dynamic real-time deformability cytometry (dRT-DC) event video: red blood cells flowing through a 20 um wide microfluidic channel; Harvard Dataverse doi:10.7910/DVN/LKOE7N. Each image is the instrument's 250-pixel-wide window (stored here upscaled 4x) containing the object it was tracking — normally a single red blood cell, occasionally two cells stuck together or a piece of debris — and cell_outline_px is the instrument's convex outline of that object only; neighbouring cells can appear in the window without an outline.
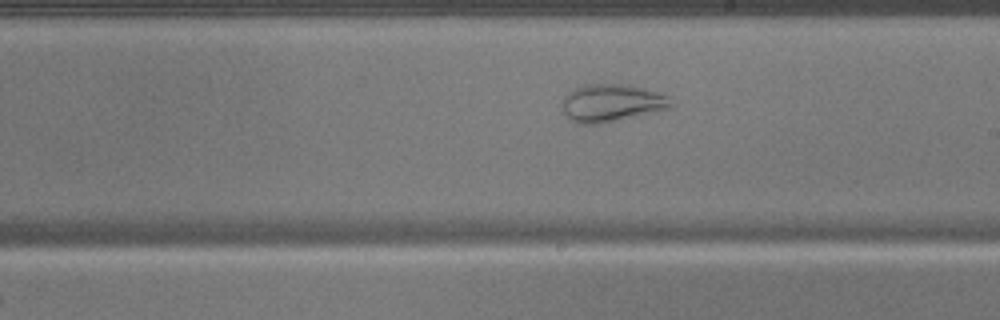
{"species": "common noctule bat (a hibernating species)", "species_latin": "Nyctalus noctula", "temperature_condition": "warm", "stored_images_in_passage": 41, "camera_frame_rate_fps": 3000, "um_per_image_px": 0.085, "animal": {"sex": "male", "body_mass_g": 17.9}, "frame": {"image": 1, "passage_image": 24, "time_ms": 7.667, "image_size_px": [1000, 320], "cell_outline_px": [[676, 104], [672, 108], [596, 124], [580, 124], [568, 120], [564, 112], [564, 96], [568, 92], [584, 84], [628, 84], [644, 88], [668, 96]], "centroid_in_image_um": [52.01, 8.74], "position_along_channel_um": 237.0, "area_um2": 23.76}}
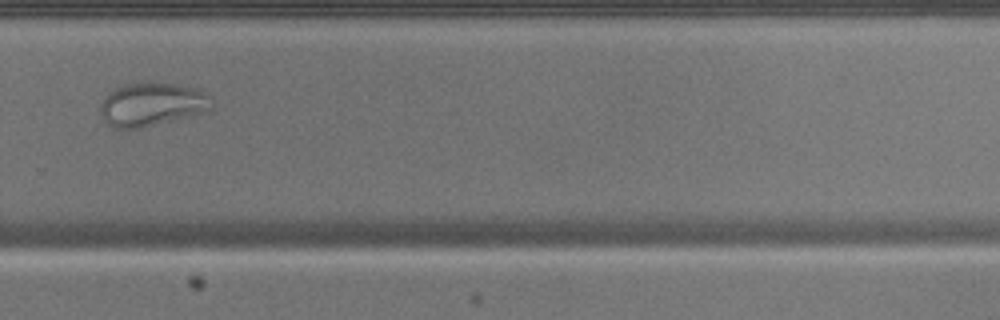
{"frame": {"image": 2, "passage_image": 30, "time_ms": 9.667, "image_size_px": [1000, 320], "cell_outline_px": [[212, 108], [200, 112], [140, 128], [116, 128], [108, 124], [104, 120], [100, 108], [104, 96], [108, 92], [124, 84], [152, 80], [176, 84], [192, 88], [204, 92], [212, 96]], "centroid_in_image_um": [12.88, 8.82], "position_along_channel_um": 316.9, "area_um2": 28.03}}